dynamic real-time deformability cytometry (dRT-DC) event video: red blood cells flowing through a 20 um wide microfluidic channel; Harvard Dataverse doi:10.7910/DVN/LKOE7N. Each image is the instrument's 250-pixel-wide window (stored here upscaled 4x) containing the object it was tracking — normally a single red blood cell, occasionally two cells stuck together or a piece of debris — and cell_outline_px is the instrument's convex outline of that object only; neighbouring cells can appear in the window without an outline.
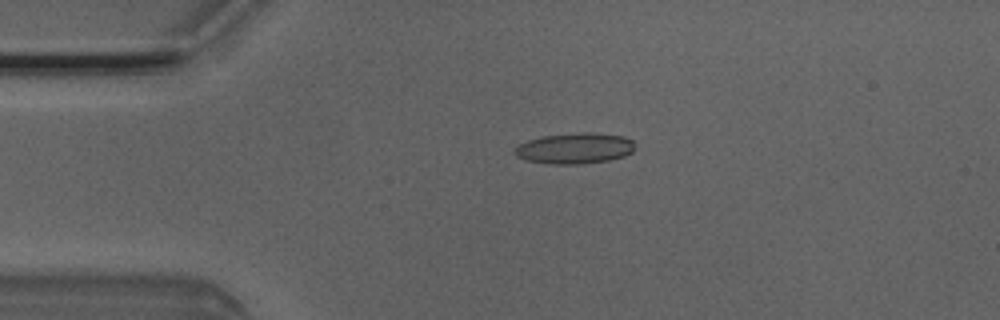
{"species": "Egyptian fruit bat (a non-hibernating species)", "species_latin": "Rousettus aegyptiacus", "temperature_condition": "room temperature", "stored_images_in_passage": 5, "camera_frame_rate_fps": 3000, "um_per_image_px": 0.085, "animal": {"sex": "male"}, "frame": {"image": 1, "passage_image": 3, "time_ms": 0.667, "image_size_px": [1000, 320], "cell_outline_px": [[636, 148], [632, 152], [624, 156], [608, 160], [580, 164], [552, 164], [524, 160], [516, 156], [512, 152], [520, 144], [528, 140], [544, 136], [580, 132], [592, 132], [624, 136], [632, 140], [636, 144]], "centroid_in_image_um": [48.88, 12.6], "position_along_channel_um": 36.1, "area_um2": 21.73}}